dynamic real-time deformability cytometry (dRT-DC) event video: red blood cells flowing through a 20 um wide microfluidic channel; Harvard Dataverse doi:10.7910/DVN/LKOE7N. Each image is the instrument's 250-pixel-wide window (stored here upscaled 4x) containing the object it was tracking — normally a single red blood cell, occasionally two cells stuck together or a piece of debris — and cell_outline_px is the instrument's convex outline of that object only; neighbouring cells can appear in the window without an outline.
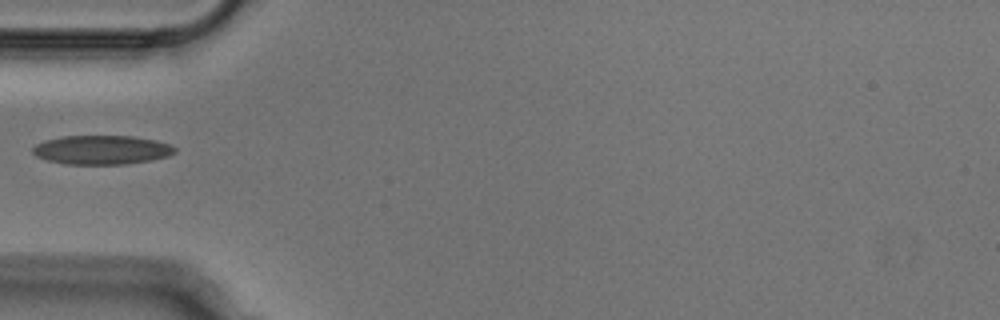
{"species": "Egyptian fruit bat (a non-hibernating species)", "species_latin": "Rousettus aegyptiacus", "temperature_condition": "cold", "stored_images_in_passage": 36, "camera_frame_rate_fps": 3000, "um_per_image_px": 0.085, "animal": {"sex": "male"}, "frame": {"image": 1, "passage_image": 1, "time_ms": 0.0, "image_size_px": [1000, 320], "cell_outline_px": [[176, 152], [168, 156], [152, 160], [128, 164], [64, 164], [48, 160], [36, 156], [32, 152], [32, 148], [36, 144], [44, 140], [60, 136], [136, 136], [156, 140], [168, 144], [176, 148]], "centroid_in_image_um": [8.64, 12.73], "position_along_channel_um": 76.4, "area_um2": 24.22}}
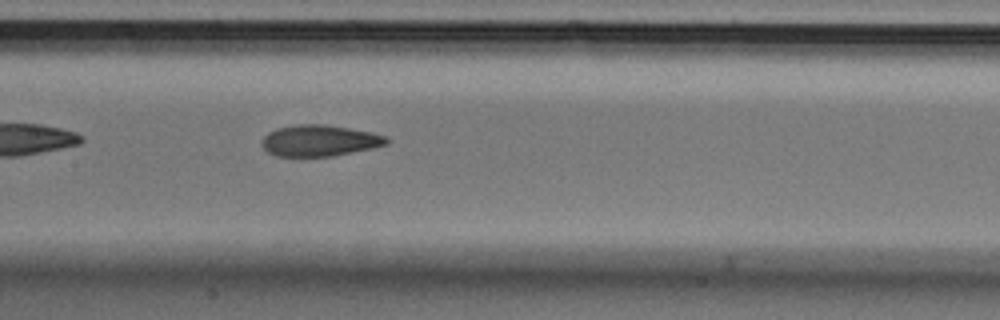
{"frame": {"image": 2, "passage_image": 9, "time_ms": 2.667, "image_size_px": [1000, 320], "cell_outline_px": [[392, 140], [388, 144], [372, 148], [332, 156], [276, 156], [268, 152], [260, 144], [260, 140], [268, 132], [276, 128], [296, 124], [324, 124], [372, 132], [384, 136]], "centroid_in_image_um": [27.14, 11.94], "position_along_channel_um": 180.3, "area_um2": 22.83}}
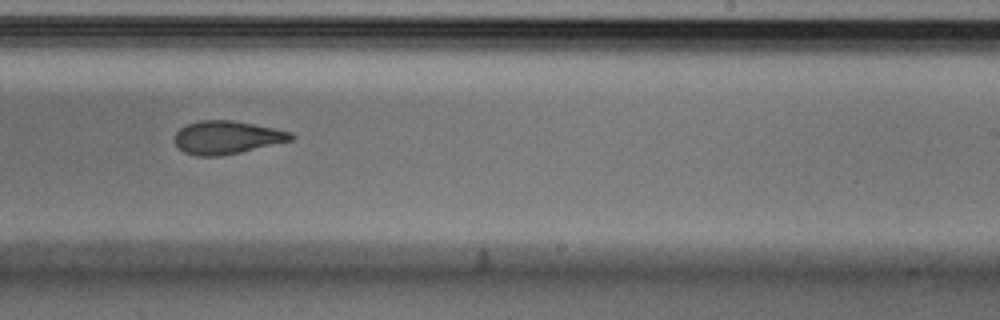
{"frame": {"image": 3, "passage_image": 16, "time_ms": 5.0, "image_size_px": [1000, 320], "cell_outline_px": [[296, 136], [292, 140], [240, 152], [220, 156], [196, 156], [184, 152], [172, 140], [176, 132], [180, 128], [188, 124], [200, 120], [232, 120], [292, 132]], "centroid_in_image_um": [19.25, 11.68], "position_along_channel_um": 269.7, "area_um2": 22.37}}